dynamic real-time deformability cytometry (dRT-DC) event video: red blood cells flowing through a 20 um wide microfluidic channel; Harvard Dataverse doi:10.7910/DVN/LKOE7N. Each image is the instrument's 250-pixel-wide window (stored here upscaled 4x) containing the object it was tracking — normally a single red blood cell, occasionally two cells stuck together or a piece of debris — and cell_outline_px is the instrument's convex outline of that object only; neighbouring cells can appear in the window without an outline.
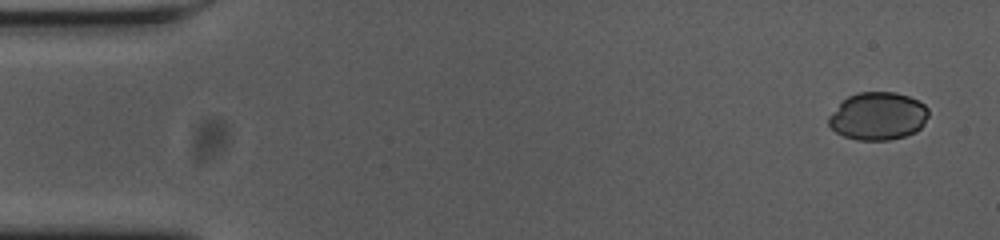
{"species": "common noctule bat (a hibernating species)", "species_latin": "Nyctalus noctula", "temperature_condition": "cold", "stored_images_in_passage": 14, "camera_frame_rate_fps": 3000, "um_per_image_px": 0.085, "animal": {"sex": "female", "body_mass_g": 23.0, "forearm_length_mm": 53.4}, "frame": {"image": 1, "passage_image": 1, "time_ms": 0.0, "image_size_px": [1000, 240], "cell_outline_px": [[928, 116], [924, 124], [916, 132], [904, 136], [888, 140], [856, 140], [844, 136], [836, 132], [828, 124], [828, 116], [848, 96], [856, 92], [896, 92], [908, 96], [924, 104], [928, 108]], "centroid_in_image_um": [74.63, 9.87], "position_along_channel_um": 10.4, "area_um2": 27.8}}
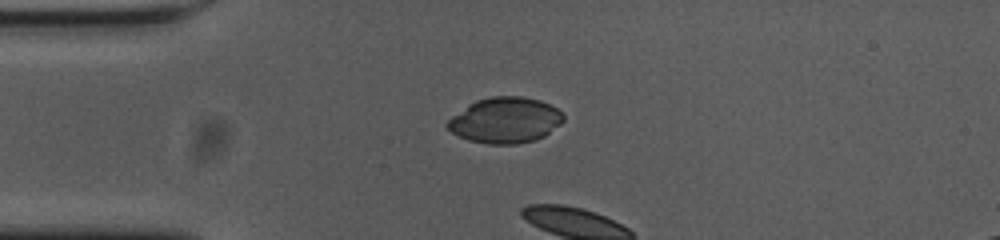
{"frame": {"image": 2, "passage_image": 12, "time_ms": 3.667, "image_size_px": [1000, 240], "cell_outline_px": [[564, 120], [560, 124], [544, 136], [536, 140], [516, 144], [488, 144], [468, 140], [452, 132], [444, 124], [452, 116], [468, 104], [476, 100], [492, 96], [524, 96], [540, 100], [556, 108], [564, 116]], "centroid_in_image_um": [42.93, 10.22], "position_along_channel_um": 42.1, "area_um2": 30.92}}